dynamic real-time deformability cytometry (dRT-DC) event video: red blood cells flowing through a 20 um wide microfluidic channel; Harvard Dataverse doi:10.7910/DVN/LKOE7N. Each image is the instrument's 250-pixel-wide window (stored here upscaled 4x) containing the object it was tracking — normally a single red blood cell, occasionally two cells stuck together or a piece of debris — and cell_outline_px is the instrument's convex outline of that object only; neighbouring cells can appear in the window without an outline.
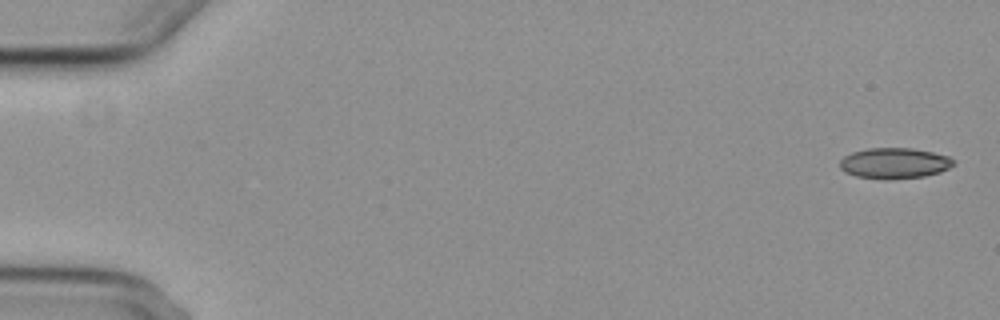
{"species": "common noctule bat (a hibernating species)", "species_latin": "Nyctalus noctula", "temperature_condition": "cold", "stored_images_in_passage": 8, "camera_frame_rate_fps": 3000, "um_per_image_px": 0.085, "animal": {"sex": "female", "body_mass_g": 29.2, "forearm_length_mm": 56.3}, "frame": {"image": 1, "passage_image": 1, "time_ms": 0.0, "image_size_px": [1000, 320], "cell_outline_px": [[956, 164], [940, 172], [924, 176], [888, 180], [884, 180], [856, 176], [844, 172], [840, 168], [840, 160], [844, 156], [852, 152], [868, 148], [912, 148], [932, 152], [948, 156], [956, 160]], "centroid_in_image_um": [76.03, 13.88], "position_along_channel_um": 9.0, "area_um2": 20.58}}
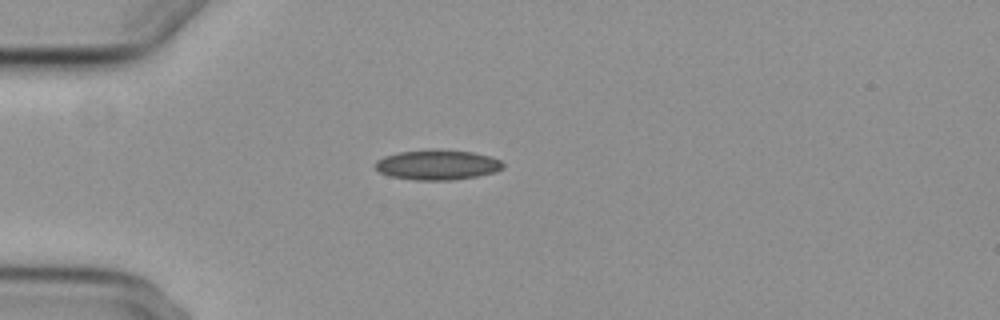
{"frame": {"image": 2, "passage_image": 5, "time_ms": 4.667, "image_size_px": [1000, 320], "cell_outline_px": [[504, 168], [496, 172], [476, 176], [452, 180], [416, 180], [388, 176], [380, 172], [372, 164], [376, 160], [384, 156], [400, 152], [432, 148], [440, 148], [472, 152], [492, 156], [500, 160], [504, 164]], "centroid_in_image_um": [37.17, 13.99], "position_along_channel_um": 47.8, "area_um2": 22.83}}
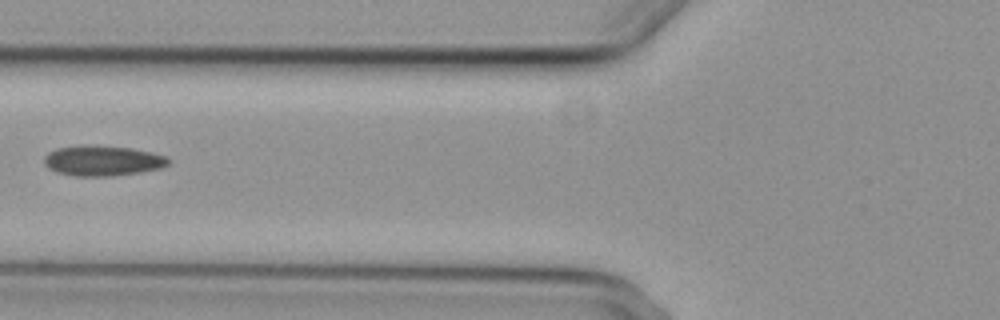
{"frame": {"image": 3, "passage_image": 7, "time_ms": 7.0, "image_size_px": [1000, 320], "cell_outline_px": [[168, 164], [160, 168], [140, 172], [112, 176], [76, 176], [56, 172], [48, 168], [44, 164], [44, 156], [48, 152], [56, 148], [132, 148], [152, 152], [168, 156]], "centroid_in_image_um": [8.74, 13.71], "position_along_channel_um": 117.1, "area_um2": 21.04}}